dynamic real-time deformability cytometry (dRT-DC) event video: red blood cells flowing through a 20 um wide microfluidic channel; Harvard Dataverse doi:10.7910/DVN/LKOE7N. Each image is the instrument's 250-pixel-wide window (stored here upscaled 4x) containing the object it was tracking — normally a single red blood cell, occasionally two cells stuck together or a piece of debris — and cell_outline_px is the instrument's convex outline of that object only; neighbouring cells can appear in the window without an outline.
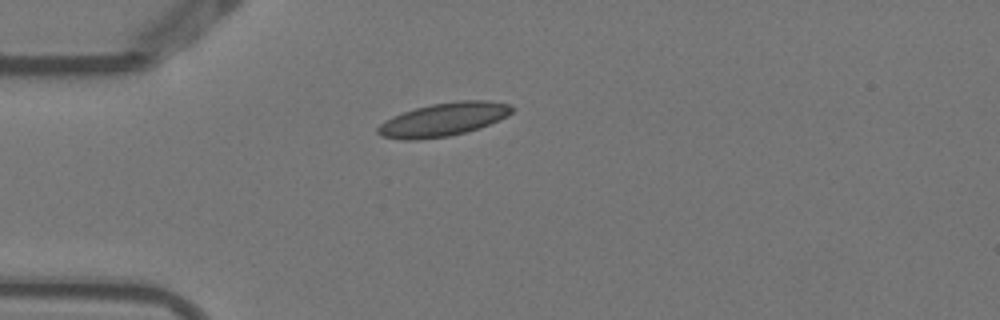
{"species": "Egyptian fruit bat (a non-hibernating species)", "species_latin": "Rousettus aegyptiacus", "temperature_condition": "warm", "stored_images_in_passage": 1, "camera_frame_rate_fps": 3000, "um_per_image_px": 0.085, "animal": {"sex": "female"}, "frame": {"image": 1, "passage_image": 1, "time_ms": 0.0, "image_size_px": [1000, 320], "cell_outline_px": [[512, 112], [508, 116], [488, 124], [464, 132], [448, 136], [416, 140], [404, 140], [380, 136], [376, 132], [376, 128], [380, 124], [392, 116], [416, 108], [432, 104], [460, 100], [488, 100], [512, 104]], "centroid_in_image_um": [37.67, 10.15], "position_along_channel_um": 47.3, "area_um2": 25.89}}